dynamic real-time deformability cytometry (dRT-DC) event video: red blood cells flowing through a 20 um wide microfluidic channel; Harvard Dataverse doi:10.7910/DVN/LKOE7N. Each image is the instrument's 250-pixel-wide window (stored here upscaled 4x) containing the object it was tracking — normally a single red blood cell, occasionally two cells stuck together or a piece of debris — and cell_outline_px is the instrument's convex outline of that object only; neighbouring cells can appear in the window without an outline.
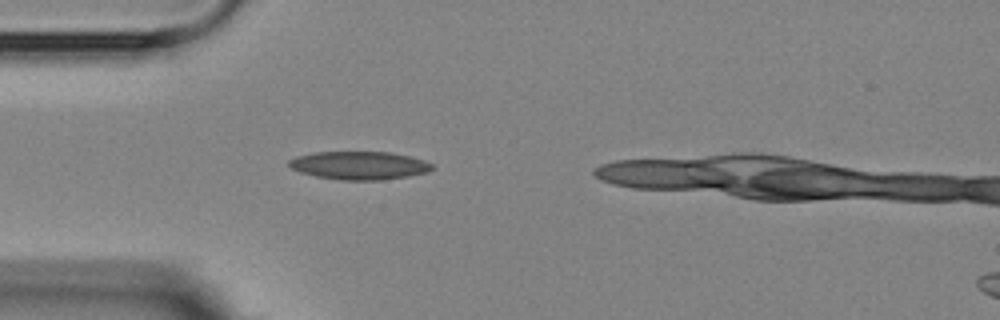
{"species": "Egyptian fruit bat (a non-hibernating species)", "species_latin": "Rousettus aegyptiacus", "temperature_condition": "room temperature", "stored_images_in_passage": 2, "camera_frame_rate_fps": 3000, "um_per_image_px": 0.085, "animal": {"sex": "female"}, "frame": {"image": 1, "passage_image": 2, "time_ms": 1.333, "image_size_px": [1000, 320], "cell_outline_px": [[436, 168], [428, 172], [408, 176], [384, 180], [344, 180], [316, 176], [300, 172], [292, 168], [288, 164], [288, 160], [296, 156], [312, 152], [388, 152], [408, 156], [424, 160], [432, 164]], "centroid_in_image_um": [30.55, 14.06], "position_along_channel_um": 54.5, "area_um2": 23.52}}